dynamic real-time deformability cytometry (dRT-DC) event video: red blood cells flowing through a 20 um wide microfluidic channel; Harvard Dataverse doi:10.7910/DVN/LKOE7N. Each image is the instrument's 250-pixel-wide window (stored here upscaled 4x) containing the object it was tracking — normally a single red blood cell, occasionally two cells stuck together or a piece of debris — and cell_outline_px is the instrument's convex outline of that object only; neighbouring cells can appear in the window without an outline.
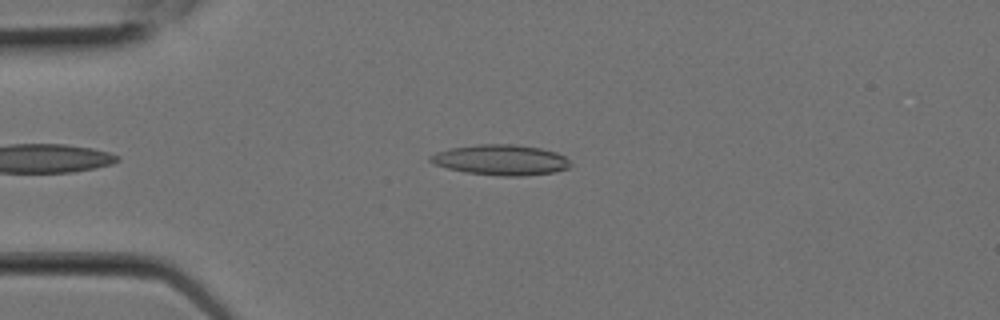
{"species": "Egyptian fruit bat (a non-hibernating species)", "species_latin": "Rousettus aegyptiacus", "temperature_condition": "room temperature", "stored_images_in_passage": 5, "camera_frame_rate_fps": 3000, "um_per_image_px": 0.085, "animal": {"sex": "female"}, "frame": {"image": 1, "passage_image": 4, "time_ms": 1.0, "image_size_px": [1000, 320], "cell_outline_px": [[572, 164], [568, 168], [556, 172], [524, 176], [500, 176], [464, 172], [432, 164], [428, 160], [428, 156], [436, 152], [448, 148], [476, 144], [512, 144], [540, 148], [556, 152], [564, 156]], "centroid_in_image_um": [42.54, 13.59], "position_along_channel_um": 42.5, "area_um2": 25.14}}